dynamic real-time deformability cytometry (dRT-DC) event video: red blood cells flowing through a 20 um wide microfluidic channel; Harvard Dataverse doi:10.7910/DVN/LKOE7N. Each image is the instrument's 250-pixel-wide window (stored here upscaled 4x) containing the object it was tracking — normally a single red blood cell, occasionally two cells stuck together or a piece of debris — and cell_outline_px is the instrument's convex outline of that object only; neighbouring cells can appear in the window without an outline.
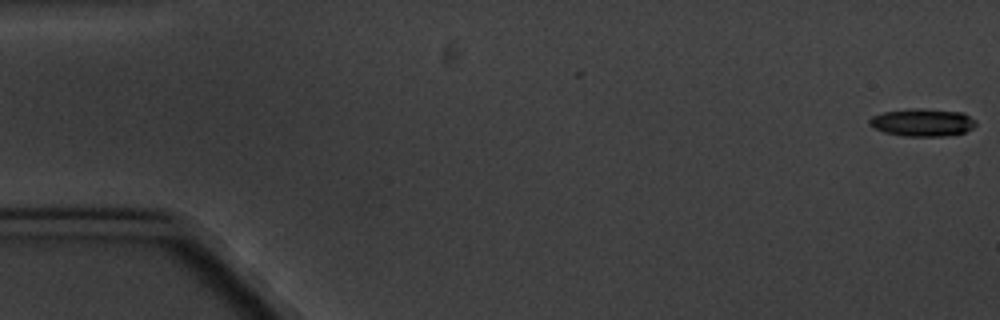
{"species": "common noctule bat (a hibernating species)", "species_latin": "Nyctalus noctula", "temperature_condition": "cold", "stored_images_in_passage": 7, "camera_frame_rate_fps": 3000, "um_per_image_px": 0.085, "animal": {"sex": "male", "body_mass_g": 20.1, "forearm_length_mm": 53.5}, "frame": {"image": 1, "passage_image": 1, "time_ms": 0.0, "image_size_px": [1000, 320], "cell_outline_px": [[976, 124], [972, 128], [964, 132], [948, 136], [904, 136], [884, 132], [868, 124], [868, 120], [872, 116], [884, 112], [912, 108], [916, 108], [964, 112], [976, 120]], "centroid_in_image_um": [78.42, 10.4], "position_along_channel_um": 6.6, "area_um2": 17.17}}
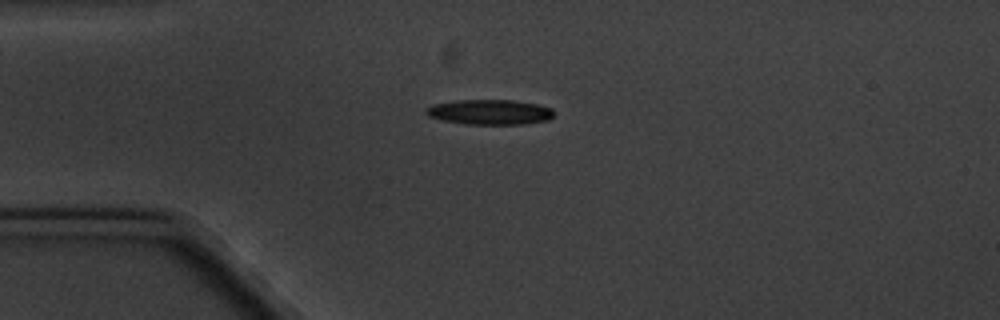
{"frame": {"image": 2, "passage_image": 5, "time_ms": 4.667, "image_size_px": [1000, 320], "cell_outline_px": [[556, 112], [548, 120], [524, 124], [464, 124], [444, 120], [428, 116], [424, 112], [424, 108], [432, 104], [456, 100], [512, 100], [536, 104], [552, 108]], "centroid_in_image_um": [41.61, 9.52], "position_along_channel_um": 43.4, "area_um2": 18.79}}